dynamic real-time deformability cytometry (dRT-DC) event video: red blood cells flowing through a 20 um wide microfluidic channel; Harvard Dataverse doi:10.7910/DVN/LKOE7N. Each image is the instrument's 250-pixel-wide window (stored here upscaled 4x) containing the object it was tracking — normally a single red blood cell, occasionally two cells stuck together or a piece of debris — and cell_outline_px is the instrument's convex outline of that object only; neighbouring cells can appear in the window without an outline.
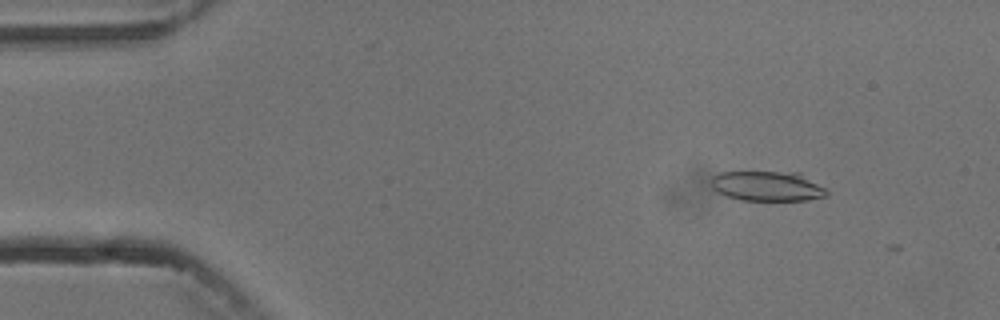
{"species": "common noctule bat (a hibernating species)", "species_latin": "Nyctalus noctula", "temperature_condition": "cold", "stored_images_in_passage": 2, "camera_frame_rate_fps": 3000, "um_per_image_px": 0.085, "animal": {"sex": "male", "body_mass_g": 13.3}, "frame": {"image": 1, "passage_image": 1, "time_ms": 0.0, "image_size_px": [1000, 320], "cell_outline_px": [[828, 196], [808, 200], [740, 200], [728, 196], [712, 188], [712, 176], [720, 172], [800, 172], [824, 188], [828, 192]], "centroid_in_image_um": [65.25, 15.82], "position_along_channel_um": 19.8, "area_um2": 20.06}}